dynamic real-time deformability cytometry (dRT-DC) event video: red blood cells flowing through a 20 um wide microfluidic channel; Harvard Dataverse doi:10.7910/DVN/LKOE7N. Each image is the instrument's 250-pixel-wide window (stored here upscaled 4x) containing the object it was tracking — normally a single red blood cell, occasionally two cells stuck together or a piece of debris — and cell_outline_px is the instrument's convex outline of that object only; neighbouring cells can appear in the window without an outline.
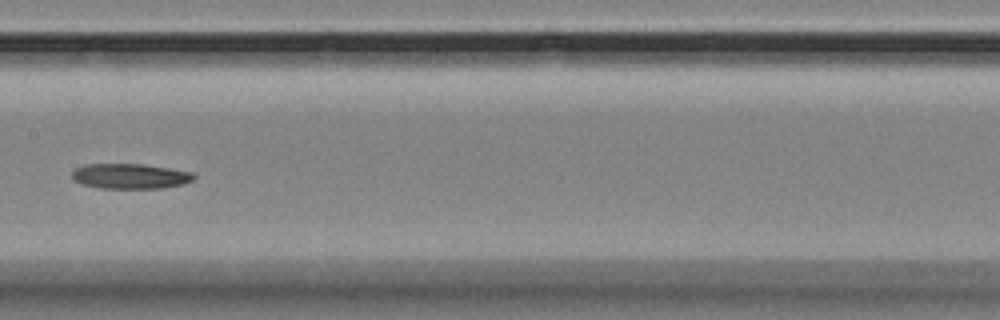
{"species": "Egyptian fruit bat (a non-hibernating species)", "species_latin": "Rousettus aegyptiacus", "temperature_condition": "room temperature", "stored_images_in_passage": 12, "camera_frame_rate_fps": 3000, "um_per_image_px": 0.085, "animal": {"sex": "female"}, "frame": {"image": 1, "passage_image": 9, "time_ms": 9.333, "image_size_px": [1000, 320], "cell_outline_px": [[196, 176], [192, 180], [184, 184], [164, 188], [100, 188], [80, 184], [72, 180], [72, 172], [76, 168], [84, 164], [140, 164], [168, 168], [192, 172]], "centroid_in_image_um": [11.04, 14.98], "position_along_channel_um": 196.4, "area_um2": 17.92}}
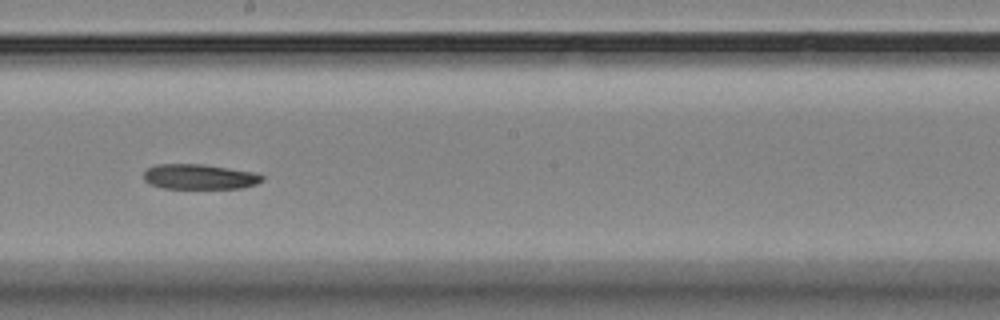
{"frame": {"image": 2, "passage_image": 10, "time_ms": 10.333, "image_size_px": [1000, 320], "cell_outline_px": [[264, 180], [256, 184], [244, 188], [164, 188], [148, 184], [144, 180], [144, 168], [156, 164], [204, 164], [256, 172], [264, 176]], "centroid_in_image_um": [16.95, 15.01], "position_along_channel_um": 231.3, "area_um2": 17.63}}
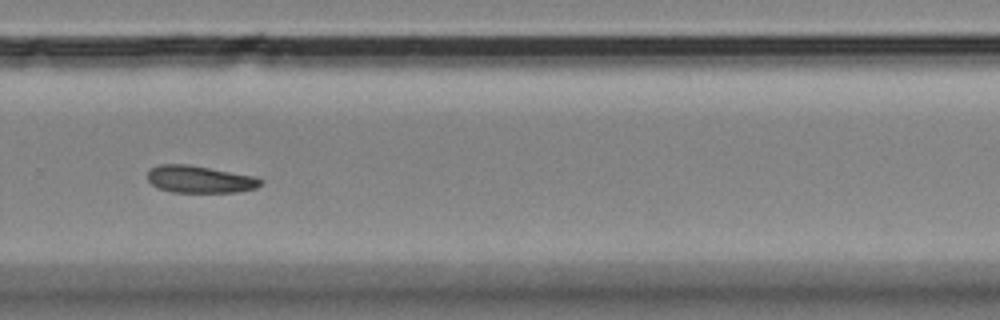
{"frame": {"image": 3, "passage_image": 12, "time_ms": 12.667, "image_size_px": [1000, 320], "cell_outline_px": [[264, 184], [256, 188], [240, 192], [172, 192], [156, 188], [148, 180], [148, 172], [152, 168], [160, 164], [188, 164], [256, 176], [264, 180]], "centroid_in_image_um": [17.03, 15.24], "position_along_channel_um": 312.8, "area_um2": 18.15}}